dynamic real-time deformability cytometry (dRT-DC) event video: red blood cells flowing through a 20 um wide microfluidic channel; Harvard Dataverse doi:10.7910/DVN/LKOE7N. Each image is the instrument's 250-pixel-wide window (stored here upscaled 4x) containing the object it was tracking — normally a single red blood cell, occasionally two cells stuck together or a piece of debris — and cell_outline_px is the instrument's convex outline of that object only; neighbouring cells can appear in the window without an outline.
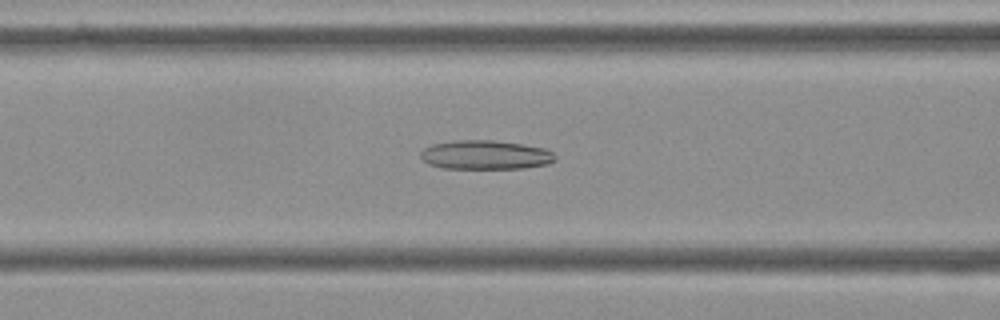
{"species": "Egyptian fruit bat (a non-hibernating species)", "species_latin": "Rousettus aegyptiacus", "temperature_condition": "cold", "stored_images_in_passage": 47, "camera_frame_rate_fps": 3000, "um_per_image_px": 0.085, "frame": {"image": 1, "passage_image": 14, "time_ms": 4.333, "image_size_px": [1000, 320], "cell_outline_px": [[556, 160], [548, 164], [524, 168], [444, 168], [428, 164], [420, 156], [420, 152], [424, 148], [432, 144], [456, 140], [492, 140], [524, 144], [544, 148], [552, 152], [556, 156]], "centroid_in_image_um": [41.27, 13.16], "position_along_channel_um": 125.3, "area_um2": 22.83}}
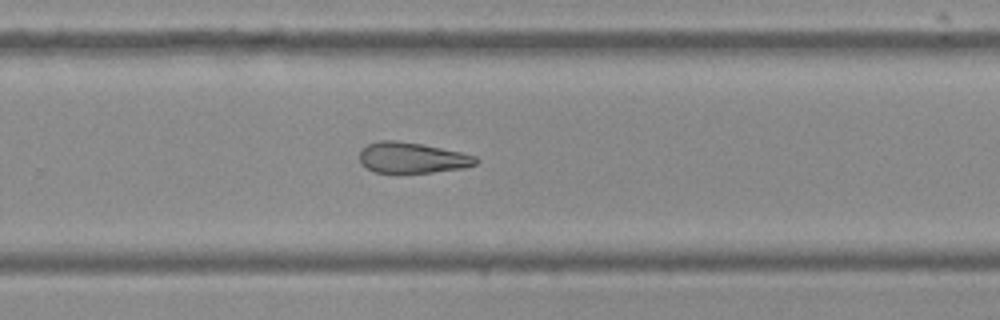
{"frame": {"image": 2, "passage_image": 28, "time_ms": 9.0, "image_size_px": [1000, 320], "cell_outline_px": [[480, 160], [476, 164], [464, 168], [432, 172], [372, 172], [364, 168], [360, 164], [360, 148], [368, 144], [380, 140], [396, 140], [420, 144], [460, 152], [476, 156]], "centroid_in_image_um": [34.99, 13.41], "position_along_channel_um": 294.8, "area_um2": 20.87}}
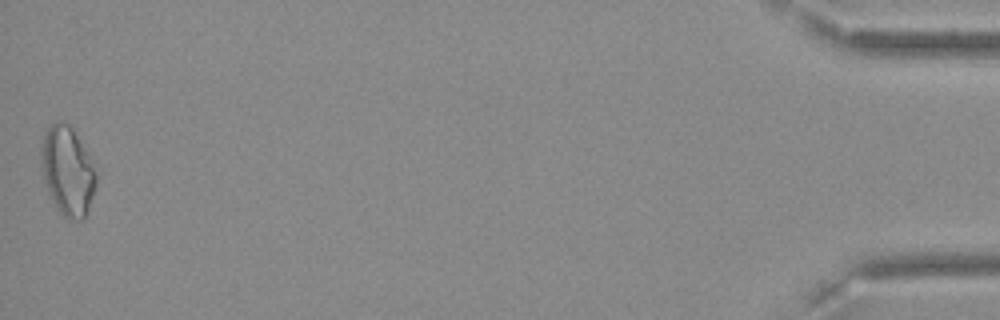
{"frame": {"image": 3, "passage_image": 47, "time_ms": 15.333, "image_size_px": [1000, 320], "cell_outline_px": [[96, 184], [84, 220], [72, 220], [64, 216], [60, 212], [52, 200], [48, 192], [44, 180], [40, 160], [40, 152], [44, 136], [48, 128], [56, 120], [68, 124], [72, 128], [92, 164], [96, 176]], "centroid_in_image_um": [5.71, 14.55], "position_along_channel_um": 429.5, "area_um2": 27.86}, "authors_computed_cell_mechanics": {"area_um2": 22.5998, "velocity_mm_per_s": 3.6322, "shape_relaxation_time_tau1_ms": null, "shape_relaxation_time_tau2_ms": 8.6362, "deformation_change_tau1": null, "deformation_change_tau2": 0.2004}}